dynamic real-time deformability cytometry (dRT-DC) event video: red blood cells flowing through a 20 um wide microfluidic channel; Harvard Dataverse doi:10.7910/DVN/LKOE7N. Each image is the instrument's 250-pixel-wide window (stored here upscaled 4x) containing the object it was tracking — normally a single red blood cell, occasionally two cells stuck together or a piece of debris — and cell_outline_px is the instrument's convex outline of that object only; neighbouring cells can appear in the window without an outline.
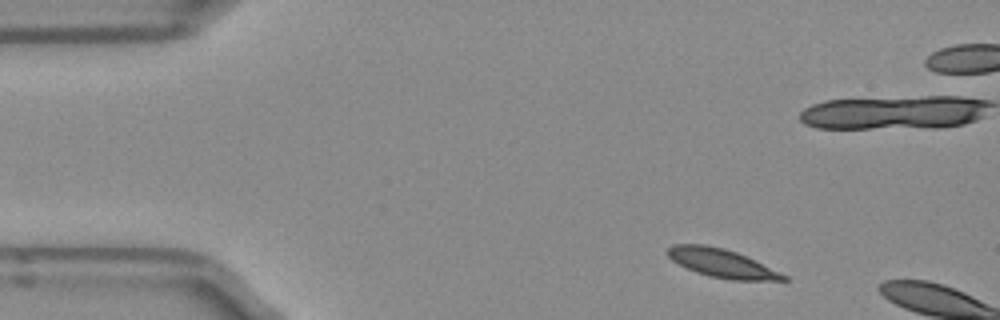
{"species": "Egyptian fruit bat (a non-hibernating species)", "species_latin": "Rousettus aegyptiacus", "temperature_condition": "room temperature", "stored_images_in_passage": 4, "camera_frame_rate_fps": 3000, "um_per_image_px": 0.085, "frame": {"image": 1, "passage_image": 1, "time_ms": 0.0, "image_size_px": [1000, 320], "cell_outline_px": [[788, 280], [728, 280], [708, 276], [696, 272], [672, 260], [664, 252], [672, 244], [704, 244], [724, 248], [736, 252], [780, 272], [788, 276]], "centroid_in_image_um": [61.31, 22.36], "position_along_channel_um": 23.7, "area_um2": 19.13}}